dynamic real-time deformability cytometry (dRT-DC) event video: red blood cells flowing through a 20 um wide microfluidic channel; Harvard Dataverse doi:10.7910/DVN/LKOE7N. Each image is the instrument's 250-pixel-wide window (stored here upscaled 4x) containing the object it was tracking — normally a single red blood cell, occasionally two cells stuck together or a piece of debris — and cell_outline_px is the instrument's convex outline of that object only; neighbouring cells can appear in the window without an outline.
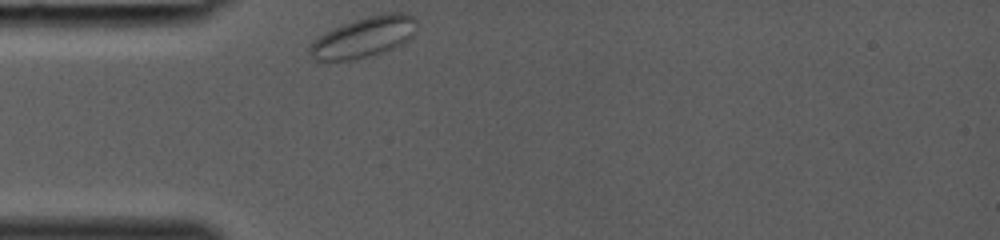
{"species": "common noctule bat (a hibernating species)", "species_latin": "Nyctalus noctula", "temperature_condition": "room temperature", "stored_images_in_passage": 4, "camera_frame_rate_fps": 3000, "um_per_image_px": 0.085, "animal": {"sex": "female", "body_mass_g": 19.0, "forearm_length_mm": 53.3}, "frame": {"image": 1, "passage_image": 1, "time_ms": 0.0, "image_size_px": [1000, 240], "cell_outline_px": [[416, 20], [412, 32], [408, 40], [392, 48], [368, 56], [328, 64], [316, 60], [308, 52], [308, 48], [312, 40], [344, 24], [356, 20], [384, 12], [400, 12], [412, 16]], "centroid_in_image_um": [30.84, 3.19], "position_along_channel_um": 54.2, "area_um2": 24.91}}
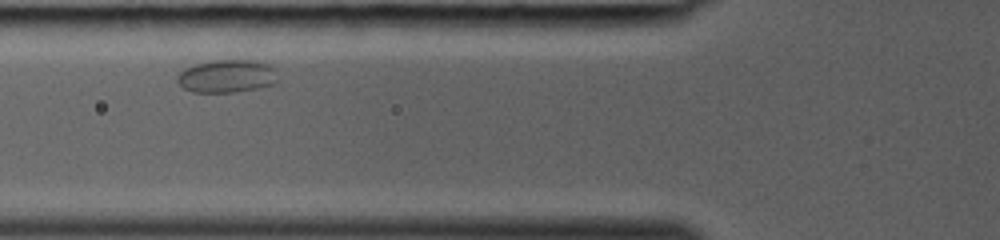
{"frame": {"image": 2, "passage_image": 3, "time_ms": 0.667, "image_size_px": [1000, 240], "cell_outline_px": [[276, 80], [272, 84], [256, 88], [232, 92], [192, 92], [184, 88], [176, 80], [176, 76], [184, 68], [196, 64], [212, 60], [252, 60], [268, 64], [276, 68]], "centroid_in_image_um": [19.25, 6.46], "position_along_channel_um": 106.5, "area_um2": 19.19}}